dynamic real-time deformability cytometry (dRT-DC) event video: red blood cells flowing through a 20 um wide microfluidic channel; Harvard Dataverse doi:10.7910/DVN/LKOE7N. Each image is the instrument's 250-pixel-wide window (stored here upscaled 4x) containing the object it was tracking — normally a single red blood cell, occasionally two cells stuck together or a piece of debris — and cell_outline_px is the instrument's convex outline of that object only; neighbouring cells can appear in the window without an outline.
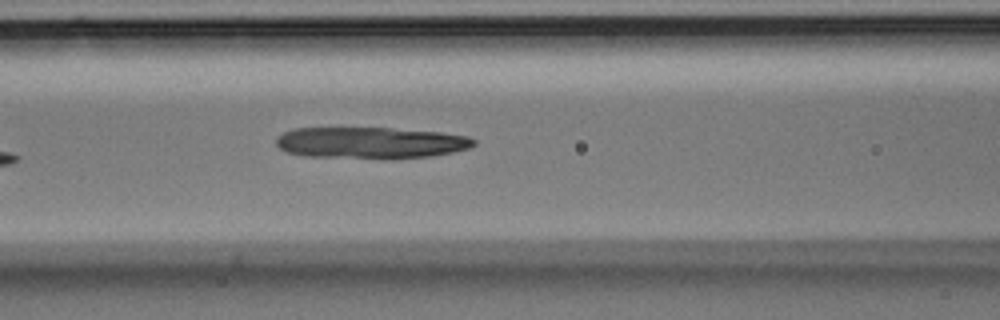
{"species": "Egyptian fruit bat (a non-hibernating species)", "species_latin": "Rousettus aegyptiacus", "temperature_condition": "room temperature", "stored_images_in_passage": 6, "camera_frame_rate_fps": 3000, "um_per_image_px": 0.085, "animal": {"sex": "male"}, "frame": {"image": 1, "passage_image": 6, "time_ms": 1.667, "image_size_px": [1000, 320], "cell_outline_px": [[476, 144], [468, 148], [452, 152], [432, 156], [304, 156], [288, 152], [280, 148], [276, 144], [276, 136], [292, 128], [392, 128], [440, 132], [468, 136], [476, 140]], "centroid_in_image_um": [31.48, 12.09], "position_along_channel_um": 135.1, "area_um2": 35.08}}